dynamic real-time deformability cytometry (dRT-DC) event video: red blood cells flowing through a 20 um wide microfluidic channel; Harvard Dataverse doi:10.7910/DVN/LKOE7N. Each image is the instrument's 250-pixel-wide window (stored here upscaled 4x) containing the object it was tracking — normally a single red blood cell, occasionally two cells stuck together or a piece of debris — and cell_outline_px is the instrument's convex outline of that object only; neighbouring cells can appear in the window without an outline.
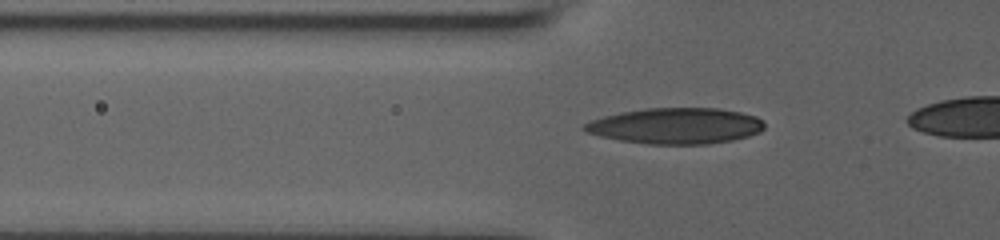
{"species": "human", "species_latin": "Homo sapiens", "temperature_condition": "room temperature", "stored_images_in_passage": 42, "camera_frame_rate_fps": 3000, "um_per_image_px": 0.085, "donor": {"sex": "male"}, "frame": {"image": 1, "passage_image": 13, "time_ms": 4.0, "image_size_px": [1000, 240], "cell_outline_px": [[764, 128], [760, 132], [748, 136], [732, 140], [708, 144], [648, 144], [620, 140], [600, 136], [588, 132], [580, 128], [584, 124], [592, 120], [604, 116], [620, 112], [648, 108], [716, 108], [740, 112], [756, 116], [764, 120]], "centroid_in_image_um": [57.46, 10.7], "position_along_channel_um": 68.3, "area_um2": 37.69}}
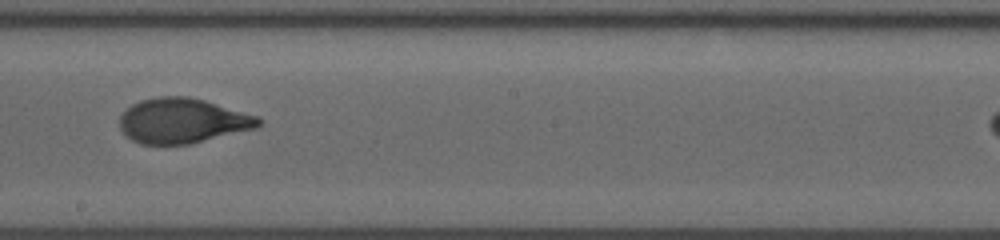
{"frame": {"image": 2, "passage_image": 26, "time_ms": 8.333, "image_size_px": [1000, 240], "cell_outline_px": [[264, 120], [256, 128], [188, 144], [140, 144], [132, 140], [120, 128], [120, 116], [132, 104], [140, 100], [160, 96], [188, 96], [204, 100], [260, 116]], "centroid_in_image_um": [15.54, 10.25], "position_along_channel_um": 232.7, "area_um2": 36.3}}
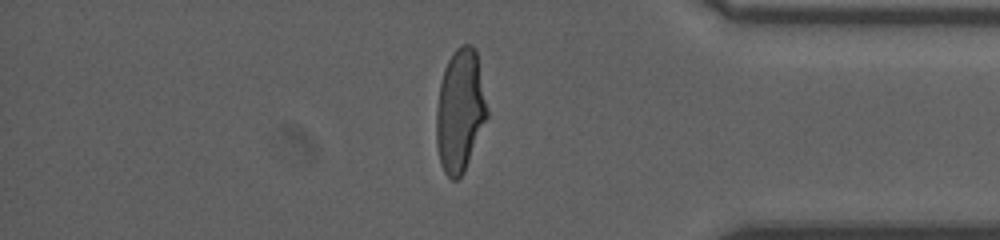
{"frame": {"image": 3, "passage_image": 40, "time_ms": 13.0, "image_size_px": [1000, 240], "cell_outline_px": [[488, 116], [464, 172], [456, 180], [452, 180], [444, 172], [440, 164], [436, 144], [436, 112], [440, 84], [444, 68], [452, 52], [460, 44], [472, 44], [476, 48], [488, 112]], "centroid_in_image_um": [39.1, 9.39], "position_along_channel_um": 396.1, "area_um2": 36.47}}